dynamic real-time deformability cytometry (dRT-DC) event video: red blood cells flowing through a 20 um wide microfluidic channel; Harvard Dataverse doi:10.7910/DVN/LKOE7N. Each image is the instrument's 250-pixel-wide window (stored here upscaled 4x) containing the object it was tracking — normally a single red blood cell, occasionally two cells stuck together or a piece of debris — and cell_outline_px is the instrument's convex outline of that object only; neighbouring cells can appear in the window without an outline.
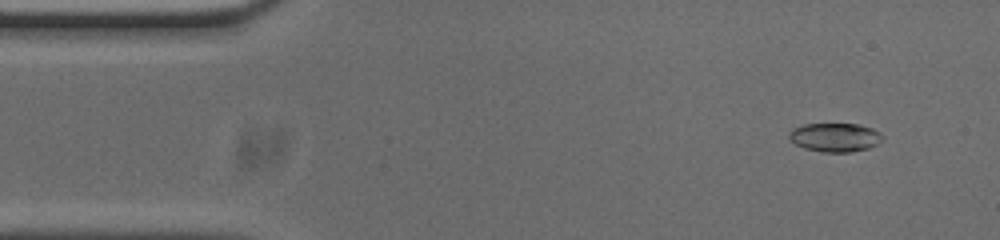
{"species": "common noctule bat (a hibernating species)", "species_latin": "Nyctalus noctula", "temperature_condition": "cold", "stored_images_in_passage": 52, "camera_frame_rate_fps": 3000, "um_per_image_px": 0.085, "animal": {"sex": "male", "body_mass_g": 20.0, "forearm_length_mm": 53.3}, "frame": {"image": 1, "passage_image": 4, "time_ms": 1.0, "image_size_px": [1000, 240], "cell_outline_px": [[884, 136], [876, 144], [868, 148], [852, 152], [820, 152], [804, 148], [788, 140], [788, 132], [792, 128], [804, 124], [860, 124], [872, 128], [880, 132]], "centroid_in_image_um": [70.94, 11.67], "position_along_channel_um": 14.1, "area_um2": 15.84}}
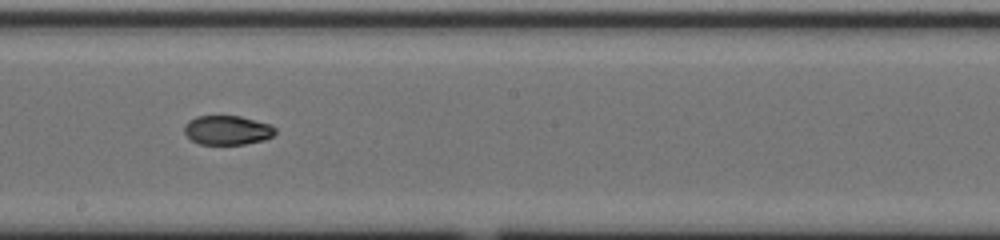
{"frame": {"image": 2, "passage_image": 28, "time_ms": 9.0, "image_size_px": [1000, 240], "cell_outline_px": [[276, 132], [272, 136], [264, 140], [244, 144], [200, 144], [192, 140], [184, 132], [184, 124], [188, 120], [196, 116], [240, 116], [272, 124], [276, 128]], "centroid_in_image_um": [19.33, 11.05], "position_along_channel_um": 228.9, "area_um2": 15.61}}
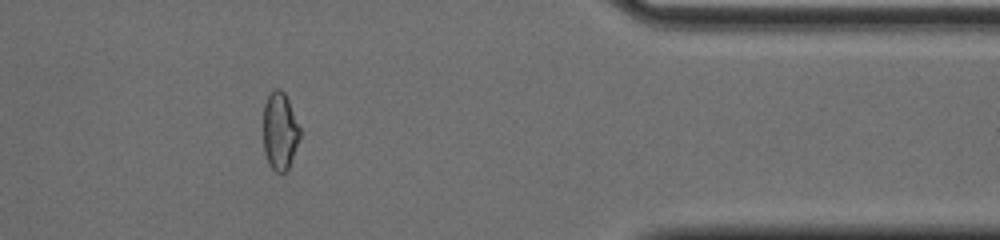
{"frame": {"image": 3, "passage_image": 43, "time_ms": 14.0, "image_size_px": [1000, 240], "cell_outline_px": [[300, 140], [288, 168], [284, 172], [276, 172], [272, 168], [264, 152], [264, 104], [268, 96], [276, 88], [280, 88], [284, 92], [288, 100], [300, 128]], "centroid_in_image_um": [23.8, 11.14], "position_along_channel_um": 387.6, "area_um2": 16.36}, "authors_computed_cell_mechanics": {"area_um2": 16.2129, "velocity_mm_per_s": 3.7691, "shape_relaxation_time_tau1_ms": null, "shape_relaxation_time_tau2_ms": 5.7904, "deformation_change_tau1": null, "deformation_change_tau2": 0.0623}}